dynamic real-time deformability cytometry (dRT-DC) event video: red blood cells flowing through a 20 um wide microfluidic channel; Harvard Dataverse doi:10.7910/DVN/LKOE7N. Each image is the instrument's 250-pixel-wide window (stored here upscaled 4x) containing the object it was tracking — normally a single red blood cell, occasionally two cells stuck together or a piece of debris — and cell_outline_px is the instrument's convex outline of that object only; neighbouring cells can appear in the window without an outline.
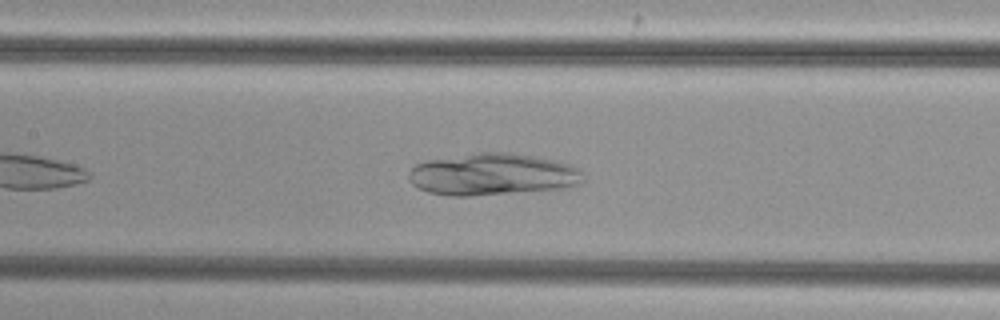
{"species": "common noctule bat (a hibernating species)", "species_latin": "Nyctalus noctula", "temperature_condition": "cold", "stored_images_in_passage": 23, "camera_frame_rate_fps": 3000, "um_per_image_px": 0.085, "animal": {"sex": "female", "body_mass_g": 29.2, "forearm_length_mm": 56.3}, "frame": {"image": 1, "passage_image": 12, "time_ms": 3.667, "image_size_px": [1000, 320], "cell_outline_px": [[584, 184], [568, 188], [472, 196], [452, 196], [428, 192], [412, 184], [408, 180], [408, 172], [416, 164], [428, 160], [480, 152], [508, 152], [536, 156], [556, 160], [580, 168], [584, 180]], "centroid_in_image_um": [41.92, 14.83], "position_along_channel_um": 165.5, "area_um2": 43.06}}
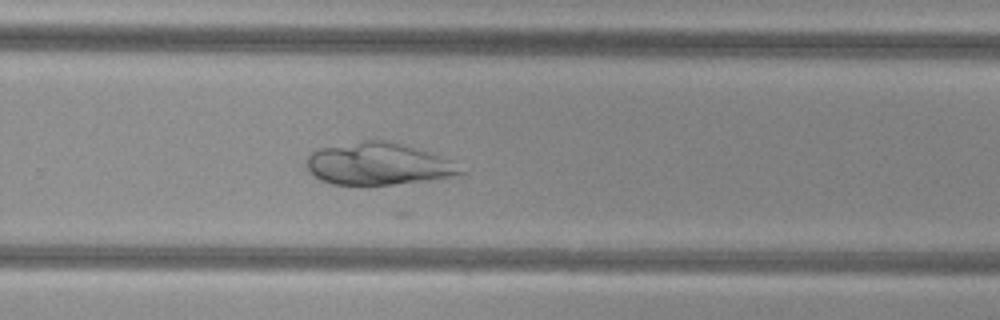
{"frame": {"image": 2, "passage_image": 22, "time_ms": 7.0, "image_size_px": [1000, 320], "cell_outline_px": [[468, 172], [452, 176], [432, 180], [392, 184], [332, 184], [320, 180], [312, 176], [304, 168], [308, 156], [312, 152], [320, 148], [364, 140], [380, 140], [400, 144], [448, 160]], "centroid_in_image_um": [32.05, 13.95], "position_along_channel_um": 297.8, "area_um2": 37.22}}